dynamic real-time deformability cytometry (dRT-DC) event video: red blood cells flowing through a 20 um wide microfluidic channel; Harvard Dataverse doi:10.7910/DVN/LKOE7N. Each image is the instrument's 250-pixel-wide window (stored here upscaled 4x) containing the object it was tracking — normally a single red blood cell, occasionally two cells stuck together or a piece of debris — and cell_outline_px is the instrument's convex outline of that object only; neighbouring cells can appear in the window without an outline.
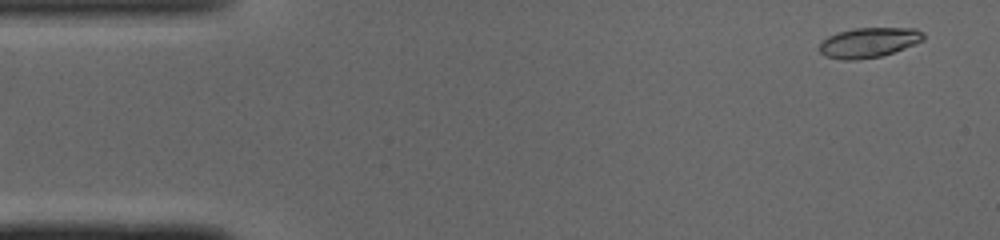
{"species": "common noctule bat (a hibernating species)", "species_latin": "Nyctalus noctula", "temperature_condition": "cold", "stored_images_in_passage": 45, "camera_frame_rate_fps": 3000, "um_per_image_px": 0.085, "animal": {"sex": "male", "body_mass_g": 19.0, "forearm_length_mm": 50.8}, "frame": {"image": 1, "passage_image": 3, "time_ms": 0.667, "image_size_px": [1000, 240], "cell_outline_px": [[924, 40], [916, 44], [880, 56], [856, 60], [844, 60], [824, 56], [820, 52], [820, 44], [828, 36], [836, 32], [856, 28], [916, 28], [924, 32]], "centroid_in_image_um": [73.86, 3.61], "position_along_channel_um": 11.1, "area_um2": 18.15}}
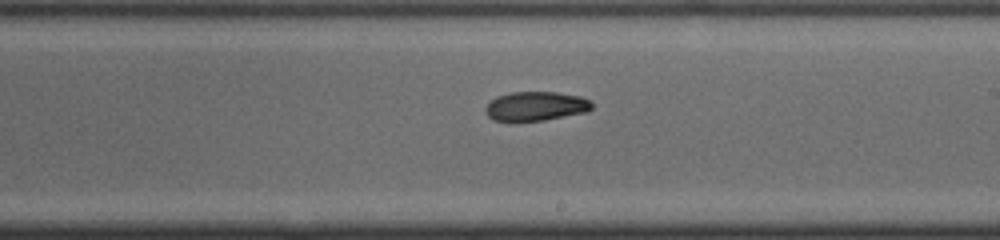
{"frame": {"image": 2, "passage_image": 28, "time_ms": 9.0, "image_size_px": [1000, 240], "cell_outline_px": [[592, 108], [588, 112], [544, 120], [492, 120], [484, 112], [484, 108], [496, 96], [512, 92], [556, 92], [580, 96], [592, 100]], "centroid_in_image_um": [45.57, 9.01], "position_along_channel_um": 243.4, "area_um2": 18.09}}
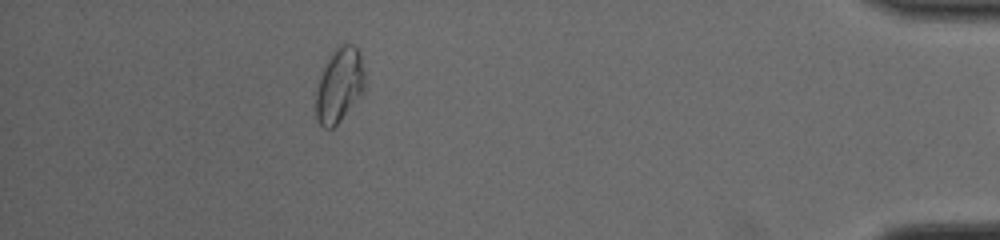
{"frame": {"image": 3, "passage_image": 44, "time_ms": 14.333, "image_size_px": [1000, 240], "cell_outline_px": [[364, 92], [340, 120], [332, 128], [324, 128], [316, 120], [316, 88], [320, 76], [328, 56], [340, 44], [352, 44], [360, 52], [364, 72]], "centroid_in_image_um": [28.84, 7.22], "position_along_channel_um": 406.4, "area_um2": 21.21}, "authors_computed_cell_mechanics": {"area_um2": 18.6694, "velocity_mm_per_s": 4.0969, "shape_relaxation_time_tau1_ms": 5.9563, "shape_relaxation_time_tau2_ms": 5.5024, "deformation_change_tau1": 0.172, "deformation_change_tau2": 0.0783}}